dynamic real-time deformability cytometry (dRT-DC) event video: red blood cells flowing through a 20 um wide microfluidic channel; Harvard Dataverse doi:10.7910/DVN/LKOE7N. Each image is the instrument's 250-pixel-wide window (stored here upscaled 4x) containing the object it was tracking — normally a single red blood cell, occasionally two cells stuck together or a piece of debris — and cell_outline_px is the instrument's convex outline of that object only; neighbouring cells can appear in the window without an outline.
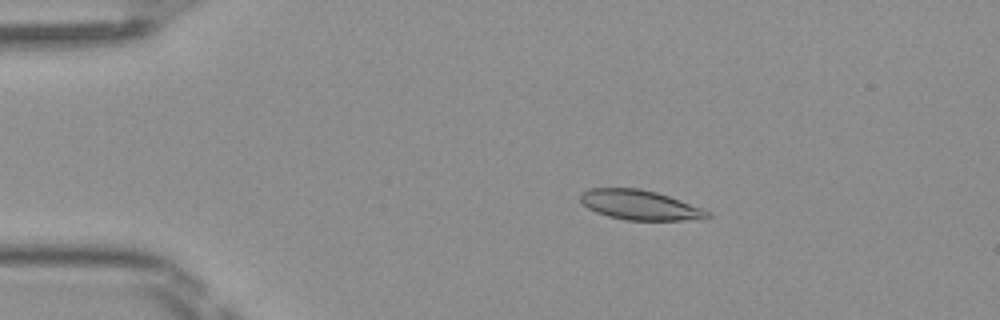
{"species": "Egyptian fruit bat (a non-hibernating species)", "species_latin": "Rousettus aegyptiacus", "temperature_condition": "room temperature", "stored_images_in_passage": 50, "camera_frame_rate_fps": 3000, "um_per_image_px": 0.085, "frame": {"image": 1, "passage_image": 10, "time_ms": 3.0, "image_size_px": [1000, 320], "cell_outline_px": [[712, 216], [704, 220], [624, 220], [608, 216], [596, 212], [588, 208], [580, 200], [580, 196], [588, 188], [640, 188], [656, 192], [668, 196], [712, 212]], "centroid_in_image_um": [54.43, 17.44], "position_along_channel_um": 30.6, "area_um2": 22.08}}
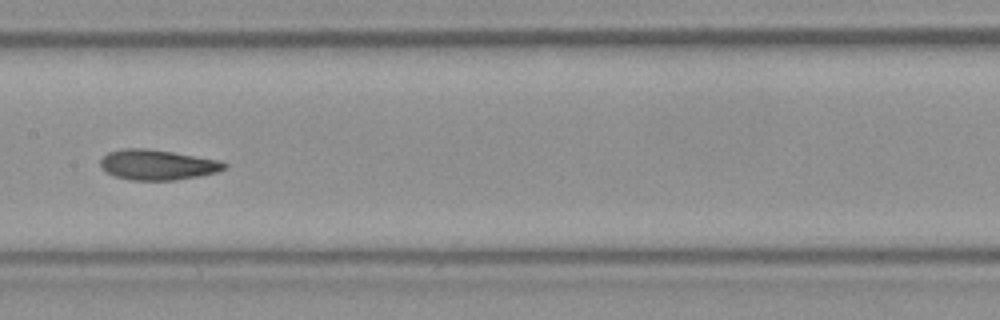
{"frame": {"image": 2, "passage_image": 26, "time_ms": 8.333, "image_size_px": [1000, 320], "cell_outline_px": [[228, 168], [216, 172], [176, 180], [128, 180], [116, 176], [100, 168], [100, 160], [108, 152], [124, 148], [148, 148], [172, 152], [216, 160], [228, 164]], "centroid_in_image_um": [13.35, 14.0], "position_along_channel_um": 194.1, "area_um2": 21.68}}
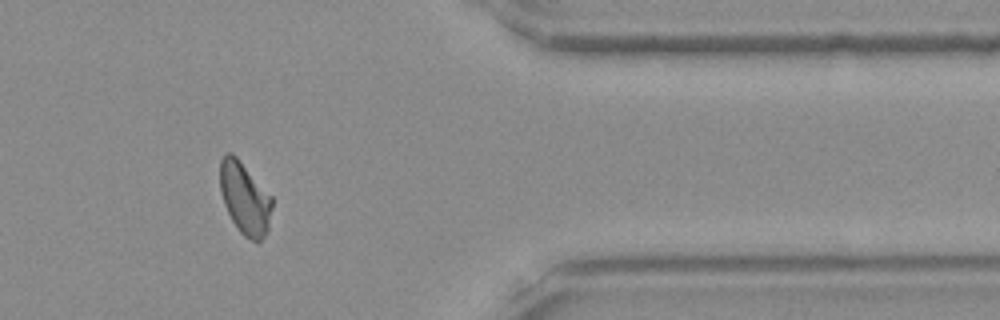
{"frame": {"image": 3, "passage_image": 42, "time_ms": 13.667, "image_size_px": [1000, 320], "cell_outline_px": [[272, 208], [268, 228], [264, 236], [260, 240], [252, 240], [244, 236], [240, 232], [232, 220], [224, 204], [220, 192], [220, 160], [224, 152], [232, 152], [236, 156], [272, 196]], "centroid_in_image_um": [20.79, 16.82], "position_along_channel_um": 390.6, "area_um2": 21.79}, "authors_computed_cell_mechanics": {"area_um2": 22.0796, "velocity_mm_per_s": 4.0722, "shape_relaxation_time_tau1_ms": 6.4733, "shape_relaxation_time_tau2_ms": 2.0361, "deformation_change_tau1": 0.1577, "deformation_change_tau2": 0.0712}}